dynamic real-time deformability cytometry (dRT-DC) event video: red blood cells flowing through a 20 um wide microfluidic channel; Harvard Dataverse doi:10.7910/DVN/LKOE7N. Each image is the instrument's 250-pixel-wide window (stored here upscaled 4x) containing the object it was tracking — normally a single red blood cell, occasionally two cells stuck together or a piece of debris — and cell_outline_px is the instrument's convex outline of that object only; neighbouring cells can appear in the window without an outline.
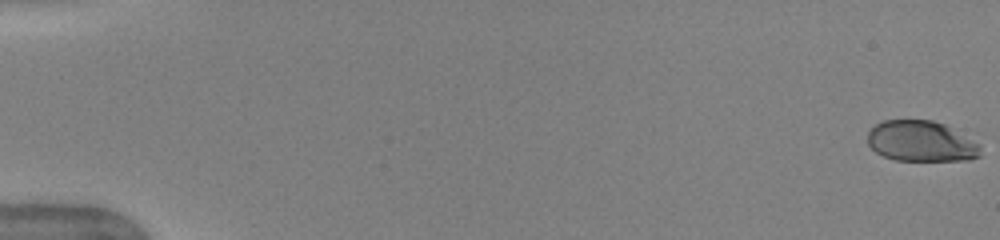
{"species": "human", "species_latin": "Homo sapiens", "temperature_condition": "warm", "stored_images_in_passage": 52, "camera_frame_rate_fps": 3000, "um_per_image_px": 0.085, "donor": {"sex": "female"}, "frame": {"image": 1, "passage_image": 1, "time_ms": 0.0, "image_size_px": [1000, 240], "cell_outline_px": [[980, 156], [968, 160], [896, 160], [884, 156], [876, 152], [868, 144], [868, 132], [876, 124], [884, 120], [932, 120], [944, 124], [980, 144]], "centroid_in_image_um": [78.29, 12.01], "position_along_channel_um": 6.7, "area_um2": 26.59}}
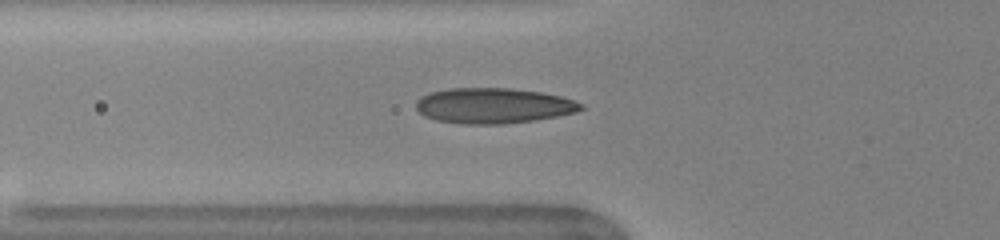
{"frame": {"image": 2, "passage_image": 20, "time_ms": 6.333, "image_size_px": [1000, 240], "cell_outline_px": [[584, 108], [576, 112], [556, 116], [532, 120], [504, 124], [464, 124], [436, 120], [424, 116], [416, 108], [416, 100], [420, 96], [432, 92], [448, 88], [508, 88], [544, 92], [560, 96], [584, 104]], "centroid_in_image_um": [41.92, 8.98], "position_along_channel_um": 83.9, "area_um2": 34.04}}
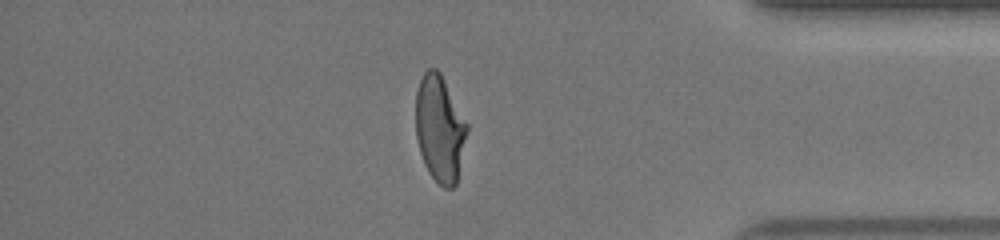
{"frame": {"image": 3, "passage_image": 45, "time_ms": 14.667, "image_size_px": [1000, 240], "cell_outline_px": [[468, 132], [456, 184], [452, 188], [444, 188], [428, 172], [424, 164], [420, 152], [416, 136], [416, 92], [420, 80], [424, 72], [428, 68], [436, 68], [440, 72], [468, 124]], "centroid_in_image_um": [37.38, 10.93], "position_along_channel_um": 397.8, "area_um2": 31.85}, "authors_computed_cell_mechanics": {"area_um2": 32.0501, "velocity_mm_per_s": 4.0221, "shape_relaxation_time_tau1_ms": 5.0175, "shape_relaxation_time_tau2_ms": null, "deformation_change_tau1": 0.2071, "deformation_change_tau2": null}}